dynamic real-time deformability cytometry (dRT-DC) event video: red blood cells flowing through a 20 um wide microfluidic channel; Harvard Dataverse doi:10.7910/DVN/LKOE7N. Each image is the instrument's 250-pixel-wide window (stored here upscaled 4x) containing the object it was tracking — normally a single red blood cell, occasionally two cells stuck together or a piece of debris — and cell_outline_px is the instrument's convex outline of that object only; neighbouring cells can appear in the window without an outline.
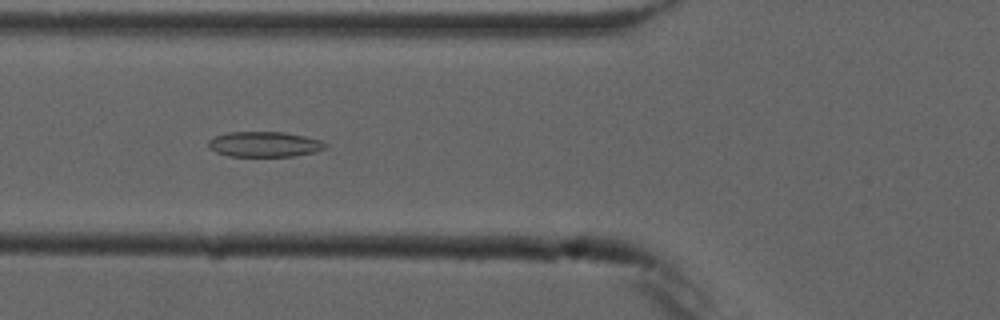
{"species": "common noctule bat (a hibernating species)", "species_latin": "Nyctalus noctula", "temperature_condition": "cold", "stored_images_in_passage": 8, "camera_frame_rate_fps": 3000, "um_per_image_px": 0.085, "animal": {"sex": "male", "forearm_length_mm": 52.5}, "frame": {"image": 1, "passage_image": 6, "time_ms": 6.0, "image_size_px": [1000, 320], "cell_outline_px": [[328, 148], [316, 152], [292, 156], [228, 156], [216, 152], [208, 148], [208, 140], [216, 136], [228, 132], [284, 132], [304, 136], [320, 140], [328, 144]], "centroid_in_image_um": [22.49, 12.26], "position_along_channel_um": 103.3, "area_um2": 17.34}}
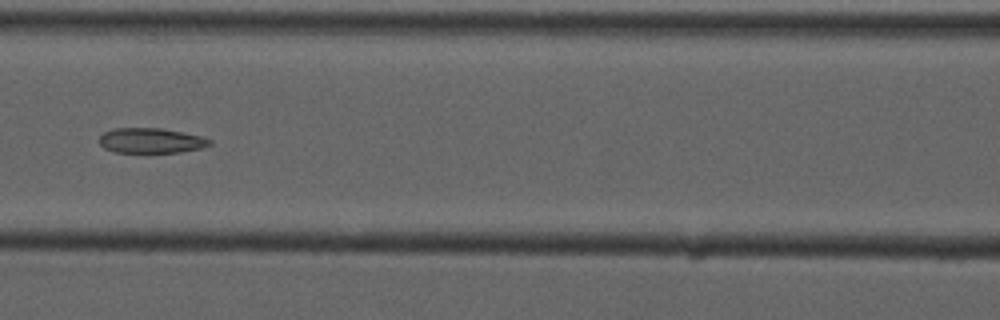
{"frame": {"image": 2, "passage_image": 7, "time_ms": 7.333, "image_size_px": [1000, 320], "cell_outline_px": [[212, 144], [200, 148], [180, 152], [148, 156], [116, 152], [104, 148], [100, 144], [100, 136], [104, 132], [116, 128], [160, 128], [200, 136], [212, 140]], "centroid_in_image_um": [12.81, 12.01], "position_along_channel_um": 153.8, "area_um2": 16.82}}
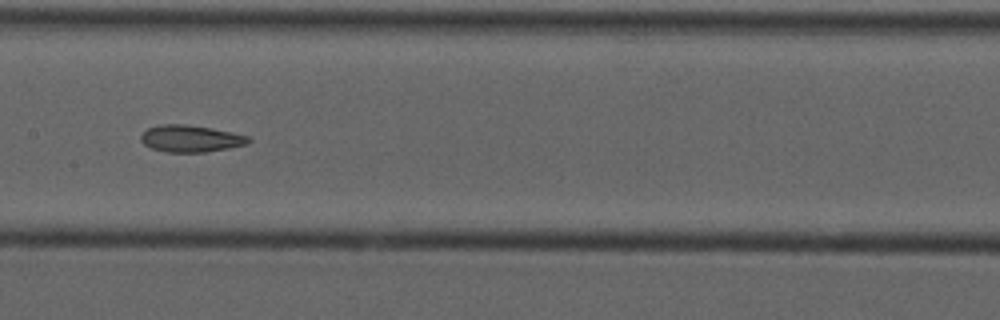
{"frame": {"image": 3, "passage_image": 8, "time_ms": 8.333, "image_size_px": [1000, 320], "cell_outline_px": [[252, 140], [248, 144], [228, 148], [204, 152], [168, 152], [152, 148], [144, 144], [140, 140], [140, 136], [148, 128], [160, 124], [184, 124], [212, 128], [232, 132], [248, 136]], "centroid_in_image_um": [16.22, 11.77], "position_along_channel_um": 191.2, "area_um2": 16.82}}